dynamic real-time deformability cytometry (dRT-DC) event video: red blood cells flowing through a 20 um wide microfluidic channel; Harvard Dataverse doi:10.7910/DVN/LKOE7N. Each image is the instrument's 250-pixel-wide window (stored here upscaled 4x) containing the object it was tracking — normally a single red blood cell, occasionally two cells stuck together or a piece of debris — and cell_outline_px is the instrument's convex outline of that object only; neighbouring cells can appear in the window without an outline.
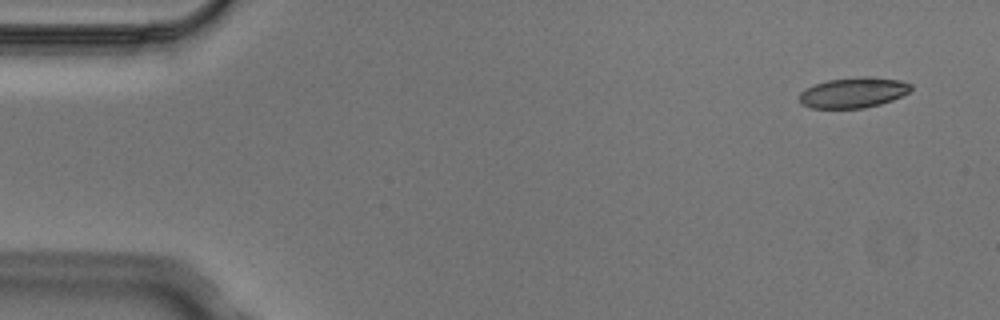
{"species": "Egyptian fruit bat (a non-hibernating species)", "species_latin": "Rousettus aegyptiacus", "temperature_condition": "cold", "stored_images_in_passage": 4, "camera_frame_rate_fps": 3000, "um_per_image_px": 0.085, "animal": {"sex": "male"}, "frame": {"image": 1, "passage_image": 1, "time_ms": 0.0, "image_size_px": [1000, 320], "cell_outline_px": [[912, 88], [908, 92], [892, 100], [880, 104], [864, 108], [812, 108], [800, 104], [800, 92], [804, 88], [828, 80], [864, 76], [868, 76], [900, 80], [912, 84]], "centroid_in_image_um": [72.52, 7.87], "position_along_channel_um": 12.5, "area_um2": 19.77}}
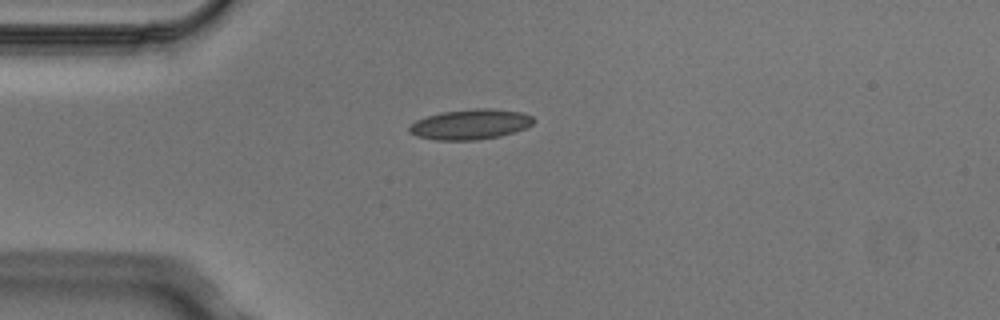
{"frame": {"image": 2, "passage_image": 4, "time_ms": 1.0, "image_size_px": [1000, 320], "cell_outline_px": [[536, 120], [532, 124], [524, 128], [500, 136], [476, 140], [436, 140], [420, 136], [412, 132], [408, 128], [416, 120], [440, 112], [472, 108], [488, 108], [520, 112], [532, 116]], "centroid_in_image_um": [40.01, 10.55], "position_along_channel_um": 45.0, "area_um2": 21.62}}